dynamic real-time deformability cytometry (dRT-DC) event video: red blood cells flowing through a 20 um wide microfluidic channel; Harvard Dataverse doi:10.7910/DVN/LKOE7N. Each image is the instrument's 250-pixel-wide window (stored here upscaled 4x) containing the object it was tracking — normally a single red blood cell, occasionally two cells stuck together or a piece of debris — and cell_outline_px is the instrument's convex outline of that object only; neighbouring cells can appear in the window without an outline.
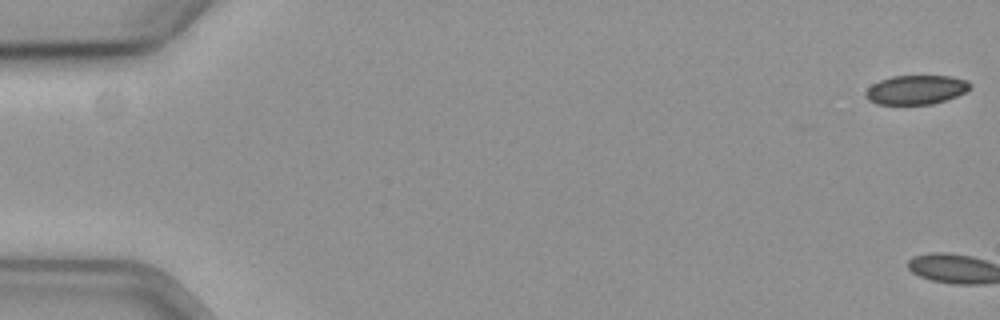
{"species": "common noctule bat (a hibernating species)", "species_latin": "Nyctalus noctula", "temperature_condition": "cold", "stored_images_in_passage": 3, "camera_frame_rate_fps": 3000, "um_per_image_px": 0.085, "animal": {"sex": "female", "body_mass_g": 19.3, "forearm_length_mm": 54.1}, "frame": {"image": 1, "passage_image": 1, "time_ms": 0.0, "image_size_px": [1000, 320], "cell_outline_px": [[972, 84], [964, 92], [956, 96], [932, 104], [876, 104], [868, 100], [868, 88], [872, 84], [880, 80], [892, 76], [952, 76], [968, 80]], "centroid_in_image_um": [77.89, 7.62], "position_along_channel_um": 7.1, "area_um2": 17.51}}